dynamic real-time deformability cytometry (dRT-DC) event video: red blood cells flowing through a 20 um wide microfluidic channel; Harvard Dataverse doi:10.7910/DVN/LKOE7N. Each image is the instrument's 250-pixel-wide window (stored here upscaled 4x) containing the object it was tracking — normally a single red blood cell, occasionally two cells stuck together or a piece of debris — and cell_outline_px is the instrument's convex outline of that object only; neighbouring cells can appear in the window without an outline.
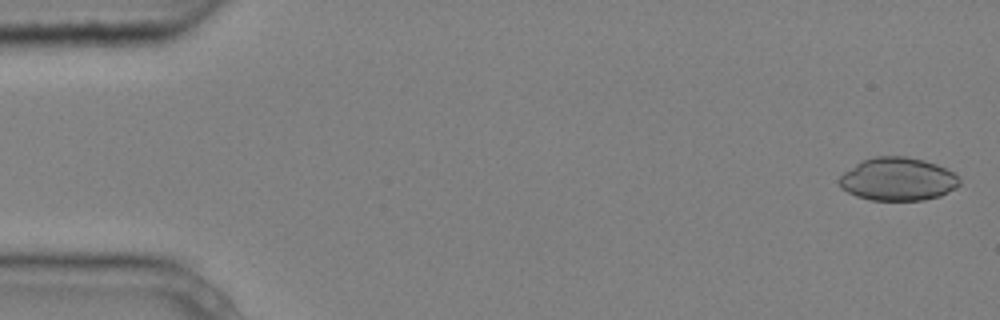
{"species": "common noctule bat (a hibernating species)", "species_latin": "Nyctalus noctula", "temperature_condition": "cold", "stored_images_in_passage": 6, "camera_frame_rate_fps": 3000, "um_per_image_px": 0.085, "animal": {"sex": "male", "body_mass_g": 20.4}, "frame": {"image": 1, "passage_image": 1, "time_ms": 0.0, "image_size_px": [1000, 320], "cell_outline_px": [[960, 184], [956, 188], [940, 196], [924, 200], [872, 200], [856, 196], [840, 188], [836, 180], [844, 172], [856, 164], [864, 160], [876, 156], [904, 156], [924, 160], [936, 164], [952, 172], [960, 180]], "centroid_in_image_um": [76.29, 15.23], "position_along_channel_um": 8.7, "area_um2": 30.17}}